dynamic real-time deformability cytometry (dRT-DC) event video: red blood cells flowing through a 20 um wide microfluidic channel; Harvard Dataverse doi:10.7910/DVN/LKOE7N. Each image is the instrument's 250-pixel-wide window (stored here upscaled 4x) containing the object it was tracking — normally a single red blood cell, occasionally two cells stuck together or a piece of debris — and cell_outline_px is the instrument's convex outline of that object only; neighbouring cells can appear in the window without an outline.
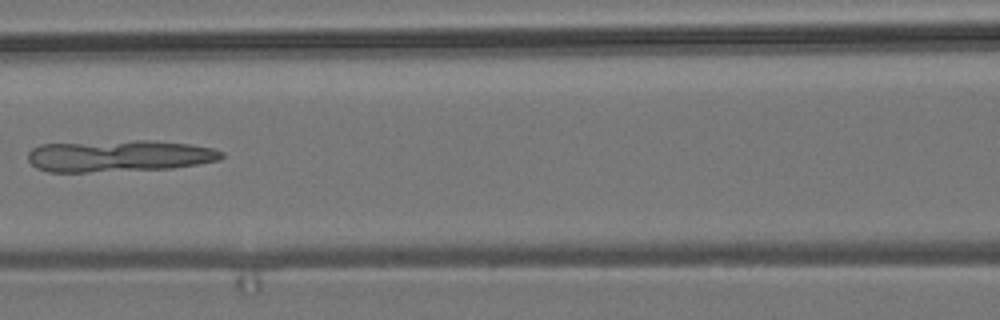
{"species": "common noctule bat (a hibernating species)", "species_latin": "Nyctalus noctula", "temperature_condition": "room temperature", "stored_images_in_passage": 7, "camera_frame_rate_fps": 3000, "um_per_image_px": 0.085, "animal": {"sex": "male", "body_mass_g": 19.2, "forearm_length_mm": 51.8}, "frame": {"image": 1, "passage_image": 6, "time_ms": 7.333, "image_size_px": [1000, 320], "cell_outline_px": [[224, 156], [220, 160], [172, 168], [88, 172], [48, 172], [36, 168], [28, 160], [28, 152], [32, 148], [40, 144], [136, 140], [156, 140], [188, 144], [212, 148], [224, 152]], "centroid_in_image_um": [10.1, 13.25], "position_along_channel_um": 156.5, "area_um2": 35.89}}
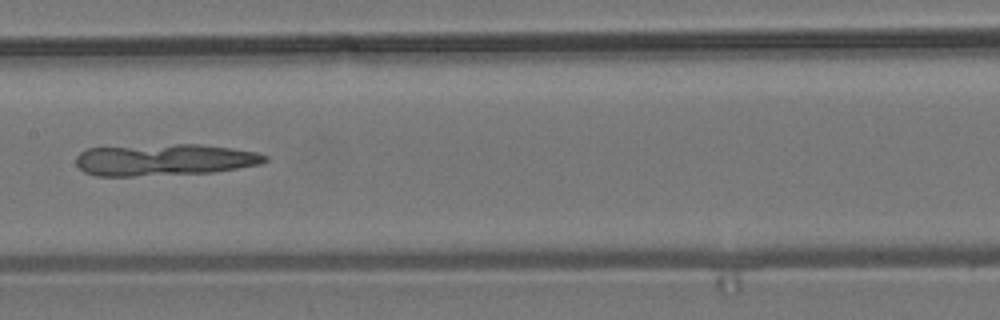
{"frame": {"image": 2, "passage_image": 7, "time_ms": 8.333, "image_size_px": [1000, 320], "cell_outline_px": [[268, 160], [260, 164], [212, 172], [132, 176], [96, 176], [84, 172], [76, 164], [76, 156], [80, 152], [88, 148], [176, 144], [200, 144], [232, 148], [256, 152], [268, 156]], "centroid_in_image_um": [13.96, 13.58], "position_along_channel_um": 193.4, "area_um2": 34.74}}